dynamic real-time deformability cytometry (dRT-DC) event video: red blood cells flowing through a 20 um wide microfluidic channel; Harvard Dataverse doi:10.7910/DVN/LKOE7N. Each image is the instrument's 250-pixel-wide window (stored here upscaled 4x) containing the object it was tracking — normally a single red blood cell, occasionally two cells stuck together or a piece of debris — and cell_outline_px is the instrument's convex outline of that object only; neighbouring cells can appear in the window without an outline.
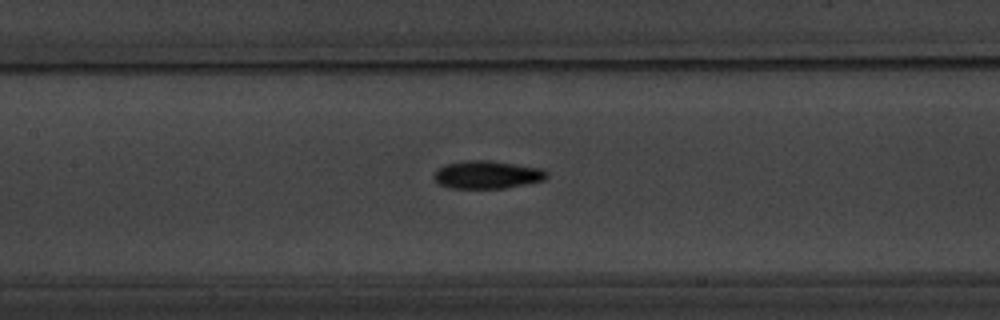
{"species": "common noctule bat (a hibernating species)", "species_latin": "Nyctalus noctula", "temperature_condition": "warm", "stored_images_in_passage": 30, "camera_frame_rate_fps": 3000, "um_per_image_px": 0.085, "animal": {"sex": "male", "body_mass_g": 20.1, "forearm_length_mm": 53.5}, "frame": {"image": 1, "passage_image": 9, "time_ms": 2.667, "image_size_px": [1000, 320], "cell_outline_px": [[548, 176], [544, 180], [504, 188], [452, 188], [440, 184], [432, 176], [440, 168], [448, 164], [464, 160], [488, 160], [544, 168], [548, 172]], "centroid_in_image_um": [41.46, 14.84], "position_along_channel_um": 165.9, "area_um2": 18.21}}
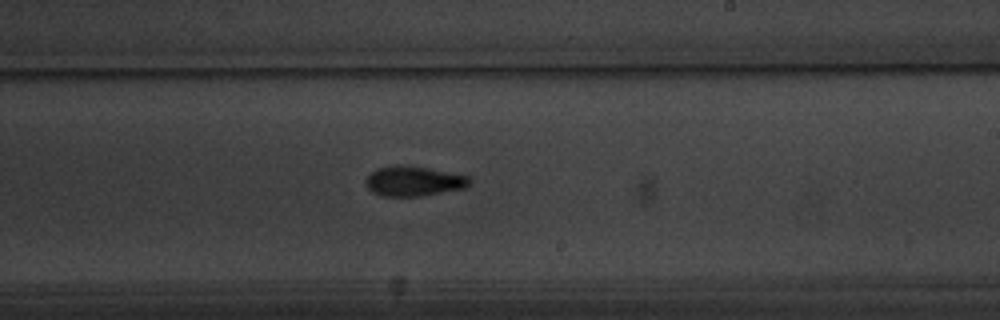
{"frame": {"image": 2, "passage_image": 16, "time_ms": 5.0, "image_size_px": [1000, 320], "cell_outline_px": [[472, 180], [464, 188], [420, 196], [380, 196], [372, 192], [368, 188], [364, 180], [376, 168], [392, 164], [396, 164], [428, 168], [468, 176]], "centroid_in_image_um": [35.11, 15.39], "position_along_channel_um": 253.9, "area_um2": 18.09}}
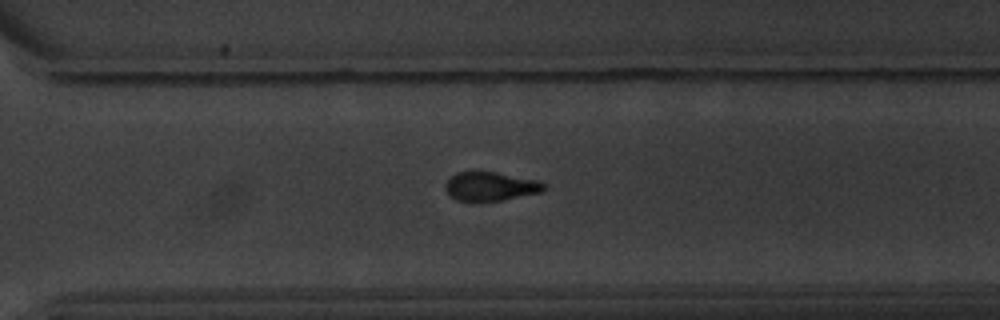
{"frame": {"image": 3, "passage_image": 22, "time_ms": 7.0, "image_size_px": [1000, 320], "cell_outline_px": [[548, 184], [540, 192], [500, 200], [456, 200], [448, 196], [444, 188], [444, 184], [456, 172], [496, 172], [540, 180]], "centroid_in_image_um": [41.68, 15.82], "position_along_channel_um": 328.9, "area_um2": 16.47}, "authors_computed_cell_mechanics": {"area_um2": 17.4556, "velocity_mm_per_s": 3.7747, "shape_relaxation_time_tau1_ms": 2.4854, "shape_relaxation_time_tau2_ms": 3.4993, "deformation_change_tau1": 0.145, "deformation_change_tau2": 0.0864}}